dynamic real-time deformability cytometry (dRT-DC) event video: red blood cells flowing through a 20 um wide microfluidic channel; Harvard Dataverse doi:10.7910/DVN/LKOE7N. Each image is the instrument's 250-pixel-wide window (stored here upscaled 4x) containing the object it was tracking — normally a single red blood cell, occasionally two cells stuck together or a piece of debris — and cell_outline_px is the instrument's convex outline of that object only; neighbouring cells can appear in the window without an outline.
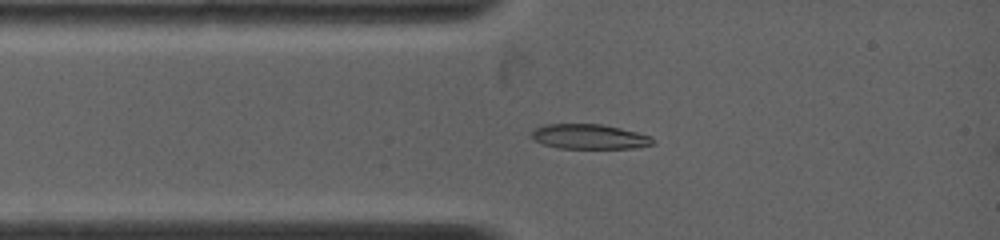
{"species": "common noctule bat (a hibernating species)", "species_latin": "Nyctalus noctula", "temperature_condition": "warm", "stored_images_in_passage": 4, "camera_frame_rate_fps": 4500, "um_per_image_px": 0.085, "animal": {"sex": "female", "body_mass_g": 19.0, "forearm_length_mm": 53.3}, "frame": {"image": 1, "passage_image": 2, "time_ms": 0.889, "image_size_px": [1000, 240], "cell_outline_px": [[652, 144], [632, 148], [560, 148], [544, 144], [532, 140], [532, 132], [536, 128], [548, 124], [600, 124], [620, 128], [636, 132], [648, 136], [652, 140]], "centroid_in_image_um": [50.04, 11.61], "position_along_channel_um": 35.0, "area_um2": 17.17}}
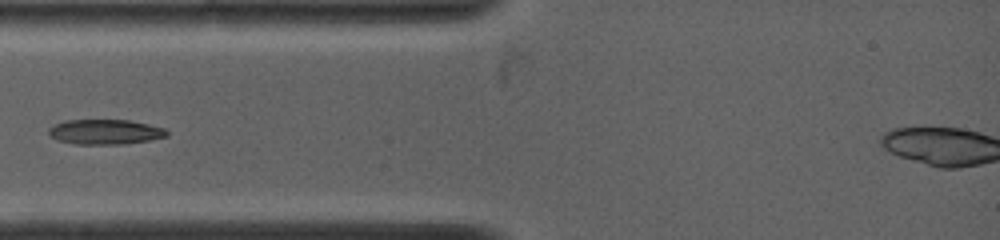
{"frame": {"image": 2, "passage_image": 3, "time_ms": 2.0, "image_size_px": [1000, 240], "cell_outline_px": [[168, 136], [148, 140], [124, 144], [72, 144], [56, 140], [48, 132], [48, 128], [56, 124], [68, 120], [128, 120], [148, 124], [164, 128], [168, 132]], "centroid_in_image_um": [8.93, 11.21], "position_along_channel_um": 76.1, "area_um2": 17.11}}
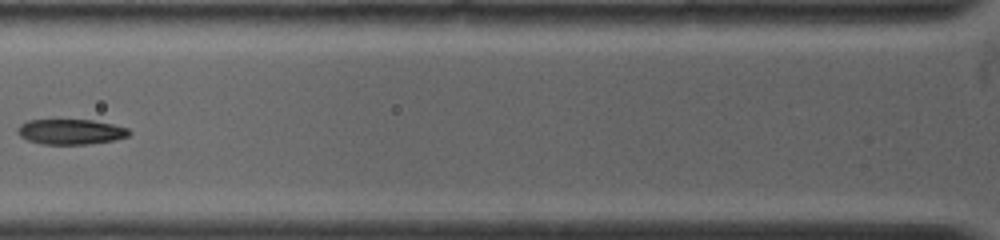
{"frame": {"image": 3, "passage_image": 4, "time_ms": 3.111, "image_size_px": [1000, 240], "cell_outline_px": [[128, 136], [116, 140], [88, 144], [44, 144], [28, 140], [20, 136], [20, 124], [28, 120], [92, 120], [112, 124], [128, 128]], "centroid_in_image_um": [6.04, 11.2], "position_along_channel_um": 119.8, "area_um2": 16.13}}